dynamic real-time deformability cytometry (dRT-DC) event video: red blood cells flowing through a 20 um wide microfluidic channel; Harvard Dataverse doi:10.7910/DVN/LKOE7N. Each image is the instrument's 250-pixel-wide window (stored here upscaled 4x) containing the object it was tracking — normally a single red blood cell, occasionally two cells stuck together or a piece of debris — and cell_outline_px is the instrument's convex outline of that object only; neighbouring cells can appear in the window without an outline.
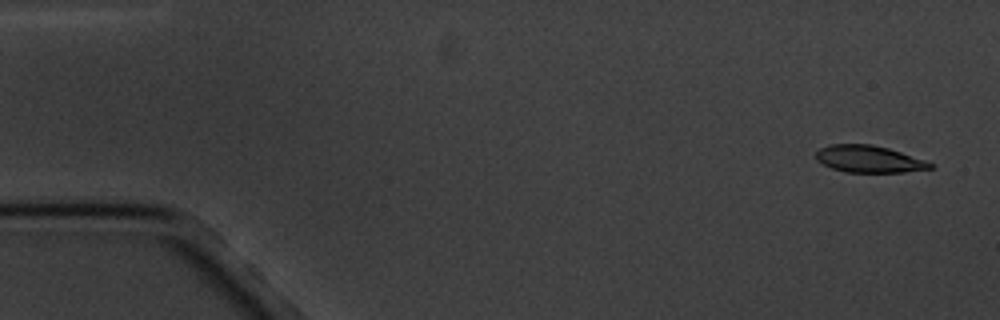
{"species": "common noctule bat (a hibernating species)", "species_latin": "Nyctalus noctula", "temperature_condition": "cold", "stored_images_in_passage": 5, "camera_frame_rate_fps": 3000, "um_per_image_px": 0.085, "animal": {"sex": "male", "body_mass_g": 20.1, "forearm_length_mm": 53.5}, "frame": {"image": 1, "passage_image": 1, "time_ms": 0.0, "image_size_px": [1000, 320], "cell_outline_px": [[936, 168], [904, 172], [844, 172], [832, 168], [816, 160], [816, 152], [820, 148], [828, 144], [872, 144], [888, 148], [924, 160], [932, 164]], "centroid_in_image_um": [73.84, 13.52], "position_along_channel_um": 11.2, "area_um2": 17.92}}
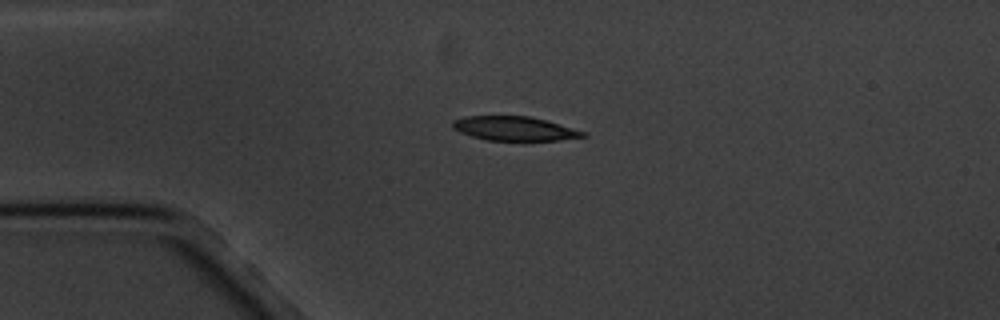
{"frame": {"image": 2, "passage_image": 4, "time_ms": 3.667, "image_size_px": [1000, 320], "cell_outline_px": [[588, 136], [560, 140], [524, 144], [488, 140], [472, 136], [460, 132], [452, 128], [452, 120], [464, 116], [528, 116], [544, 120], [588, 132]], "centroid_in_image_um": [43.77, 10.98], "position_along_channel_um": 41.2, "area_um2": 19.31}}